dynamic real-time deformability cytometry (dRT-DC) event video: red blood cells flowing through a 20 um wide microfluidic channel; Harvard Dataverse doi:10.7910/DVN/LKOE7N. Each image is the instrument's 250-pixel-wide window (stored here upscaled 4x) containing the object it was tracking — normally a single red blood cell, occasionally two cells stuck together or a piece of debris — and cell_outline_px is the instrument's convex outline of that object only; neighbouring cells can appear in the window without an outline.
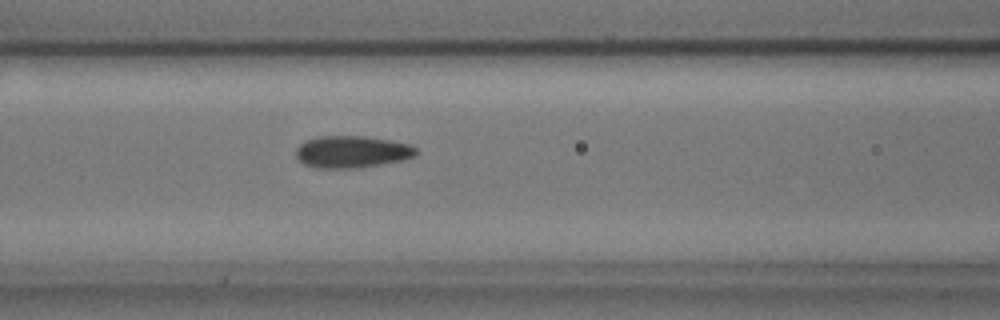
{"species": "common noctule bat (a hibernating species)", "species_latin": "Nyctalus noctula", "temperature_condition": "cold", "stored_images_in_passage": 40, "camera_frame_rate_fps": 3000, "um_per_image_px": 0.085, "animal": {"sex": "male", "body_mass_g": 17.9, "forearm_length_mm": 54.2}, "frame": {"image": 1, "passage_image": 8, "time_ms": 2.333, "image_size_px": [1000, 320], "cell_outline_px": [[416, 156], [404, 160], [360, 168], [316, 168], [304, 164], [296, 156], [296, 148], [300, 144], [308, 140], [320, 136], [364, 136], [392, 140], [412, 144], [416, 148]], "centroid_in_image_um": [29.96, 12.91], "position_along_channel_um": 136.6, "area_um2": 22.6}}
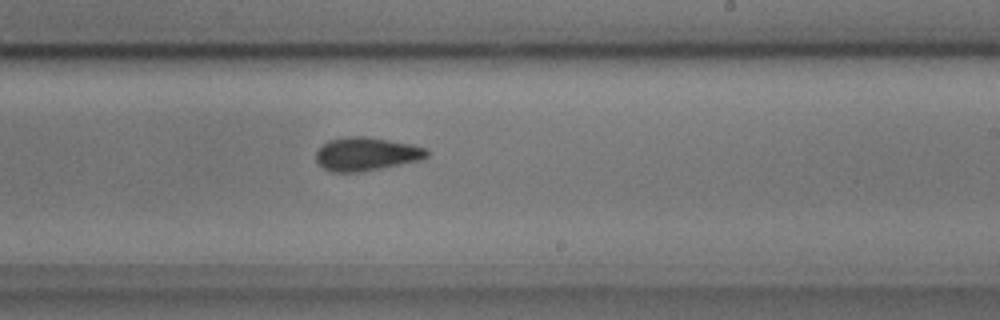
{"frame": {"image": 2, "passage_image": 18, "time_ms": 5.667, "image_size_px": [1000, 320], "cell_outline_px": [[428, 156], [420, 160], [360, 172], [332, 172], [324, 168], [316, 160], [316, 152], [328, 140], [344, 136], [368, 136], [412, 144], [428, 148]], "centroid_in_image_um": [31.15, 13.07], "position_along_channel_um": 257.9, "area_um2": 21.62}}
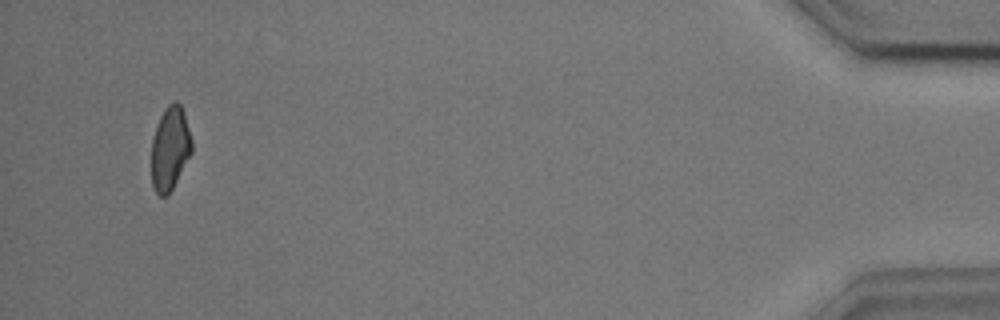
{"frame": {"image": 3, "passage_image": 38, "time_ms": 12.333, "image_size_px": [1000, 320], "cell_outline_px": [[192, 152], [168, 196], [160, 196], [156, 192], [152, 184], [152, 140], [160, 116], [164, 108], [168, 104], [176, 100], [180, 104], [184, 112], [192, 140]], "centroid_in_image_um": [14.46, 12.6], "position_along_channel_um": 420.7, "area_um2": 19.59}, "authors_computed_cell_mechanics": {"area_um2": 21.4727, "velocity_mm_per_s": 3.6482, "shape_relaxation_time_tau1_ms": 3.2045, "shape_relaxation_time_tau2_ms": 1.7601, "deformation_change_tau1": 0.0917, "deformation_change_tau2": 0.0657}}